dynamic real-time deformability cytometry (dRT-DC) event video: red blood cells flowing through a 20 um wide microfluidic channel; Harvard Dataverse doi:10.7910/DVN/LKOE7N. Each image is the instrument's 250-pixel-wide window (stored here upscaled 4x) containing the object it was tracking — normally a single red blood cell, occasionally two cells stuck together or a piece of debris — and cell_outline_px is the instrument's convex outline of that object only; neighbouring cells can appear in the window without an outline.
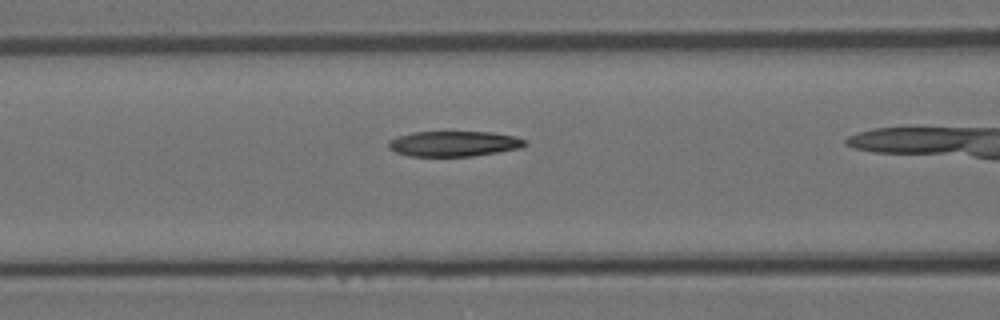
{"species": "Egyptian fruit bat (a non-hibernating species)", "species_latin": "Rousettus aegyptiacus", "temperature_condition": "room temperature", "stored_images_in_passage": 24, "camera_frame_rate_fps": 3000, "um_per_image_px": 0.085, "animal": {"sex": "female"}, "frame": {"image": 1, "passage_image": 3, "time_ms": 0.667, "image_size_px": [1000, 320], "cell_outline_px": [[528, 144], [520, 148], [472, 156], [408, 156], [396, 152], [388, 148], [388, 140], [412, 132], [492, 132], [512, 136], [528, 140]], "centroid_in_image_um": [38.58, 12.21], "position_along_channel_um": 128.0, "area_um2": 20.11}}
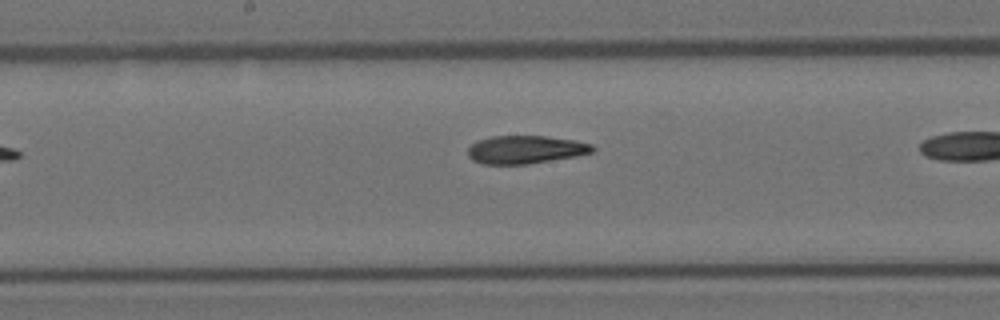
{"frame": {"image": 2, "passage_image": 9, "time_ms": 2.667, "image_size_px": [1000, 320], "cell_outline_px": [[596, 148], [592, 152], [576, 156], [528, 164], [484, 164], [472, 160], [468, 156], [468, 148], [476, 140], [492, 136], [544, 136], [576, 140], [592, 144]], "centroid_in_image_um": [44.66, 12.71], "position_along_channel_um": 203.5, "area_um2": 20.46}}
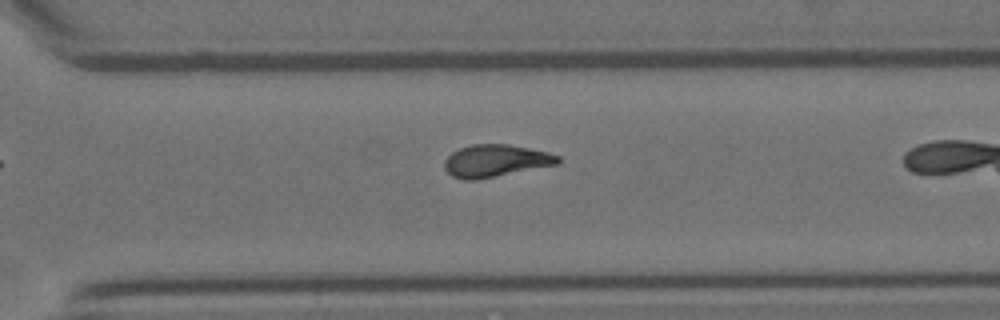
{"frame": {"image": 3, "passage_image": 19, "time_ms": 6.0, "image_size_px": [1000, 320], "cell_outline_px": [[560, 164], [476, 180], [464, 180], [452, 176], [444, 168], [444, 160], [452, 152], [460, 148], [472, 144], [508, 144], [548, 152], [560, 156]], "centroid_in_image_um": [42.13, 13.67], "position_along_channel_um": 328.5, "area_um2": 21.44}}